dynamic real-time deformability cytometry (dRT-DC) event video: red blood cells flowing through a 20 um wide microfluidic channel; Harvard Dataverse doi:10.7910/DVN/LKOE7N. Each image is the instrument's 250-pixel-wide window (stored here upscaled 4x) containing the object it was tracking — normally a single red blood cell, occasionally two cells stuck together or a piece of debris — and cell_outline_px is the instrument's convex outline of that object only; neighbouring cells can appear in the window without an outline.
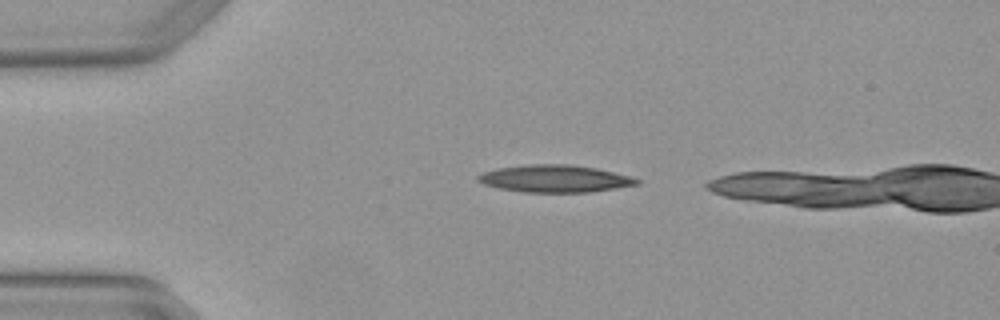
{"species": "Egyptian fruit bat (a non-hibernating species)", "species_latin": "Rousettus aegyptiacus", "temperature_condition": "warm", "stored_images_in_passage": 2, "camera_frame_rate_fps": 3000, "um_per_image_px": 0.085, "animal": {"sex": "female"}, "frame": {"image": 1, "passage_image": 1, "time_ms": 0.0, "image_size_px": [1000, 320], "cell_outline_px": [[644, 180], [640, 184], [592, 192], [524, 192], [500, 188], [484, 184], [476, 180], [476, 176], [484, 172], [496, 168], [528, 164], [572, 164], [596, 168], [632, 176]], "centroid_in_image_um": [47.21, 15.18], "position_along_channel_um": 37.8, "area_um2": 25.49}}